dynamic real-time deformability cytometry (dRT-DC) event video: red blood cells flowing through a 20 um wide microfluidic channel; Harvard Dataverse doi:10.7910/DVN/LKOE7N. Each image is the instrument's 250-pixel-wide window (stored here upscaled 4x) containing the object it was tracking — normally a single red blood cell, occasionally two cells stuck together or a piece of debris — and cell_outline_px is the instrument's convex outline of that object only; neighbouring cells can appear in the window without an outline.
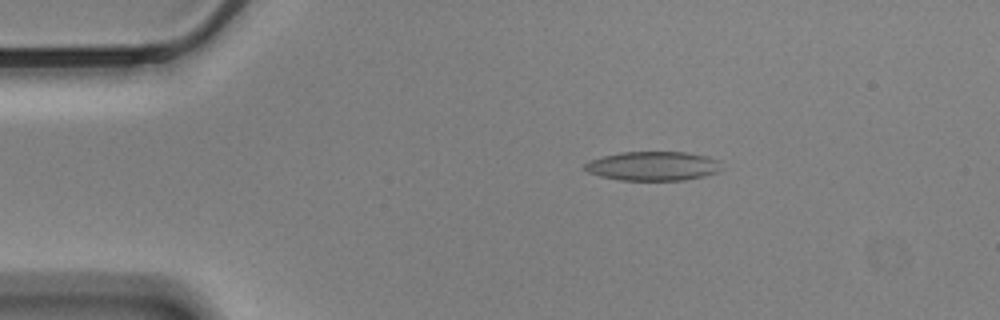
{"species": "Egyptian fruit bat (a non-hibernating species)", "species_latin": "Rousettus aegyptiacus", "temperature_condition": "cold", "stored_images_in_passage": 58, "camera_frame_rate_fps": 3000, "um_per_image_px": 0.085, "animal": {"sex": "male"}, "frame": {"image": 1, "passage_image": 10, "time_ms": 3.0, "image_size_px": [1000, 320], "cell_outline_px": [[720, 168], [716, 172], [704, 176], [684, 180], [620, 180], [600, 176], [588, 172], [584, 168], [584, 164], [588, 160], [620, 152], [684, 152], [704, 156], [720, 160]], "centroid_in_image_um": [55.47, 14.11], "position_along_channel_um": 29.5, "area_um2": 23.12}}
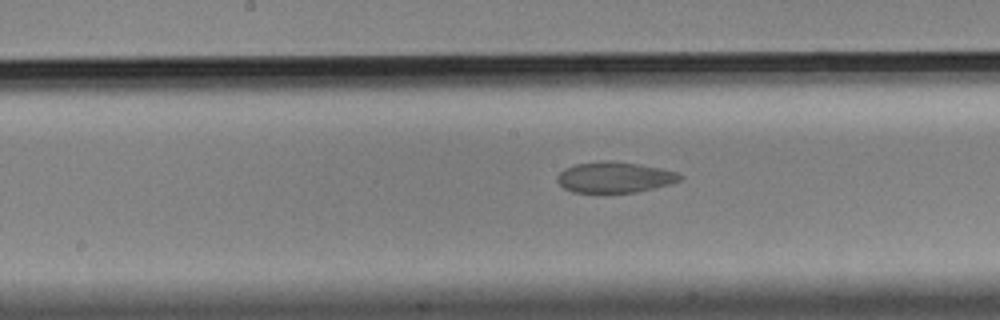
{"frame": {"image": 2, "passage_image": 29, "time_ms": 9.333, "image_size_px": [1000, 320], "cell_outline_px": [[684, 176], [680, 180], [668, 184], [636, 192], [572, 192], [564, 188], [556, 180], [556, 176], [564, 168], [576, 164], [604, 160], [608, 160], [640, 164], [680, 172]], "centroid_in_image_um": [52.24, 15.05], "position_along_channel_um": 196.0, "area_um2": 22.02}}
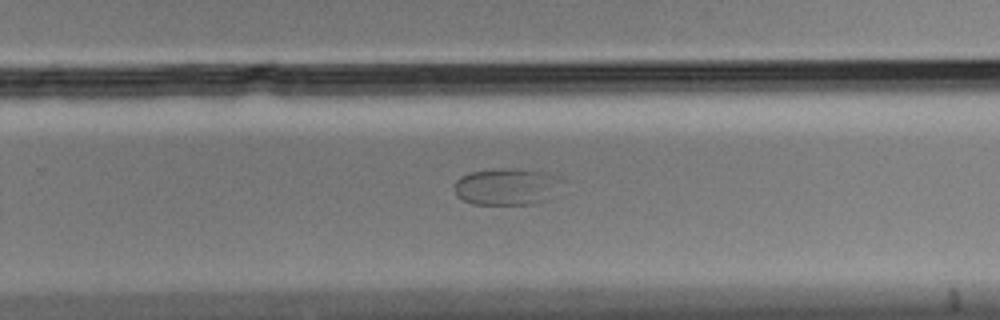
{"frame": {"image": 3, "passage_image": 37, "time_ms": 12.0, "image_size_px": [1000, 320], "cell_outline_px": [[568, 180], [544, 200], [528, 204], [472, 204], [456, 196], [452, 188], [456, 180], [460, 176], [468, 172], [500, 168], [516, 168], [548, 172], [560, 176]], "centroid_in_image_um": [43.07, 15.83], "position_along_channel_um": 286.7, "area_um2": 23.58}}